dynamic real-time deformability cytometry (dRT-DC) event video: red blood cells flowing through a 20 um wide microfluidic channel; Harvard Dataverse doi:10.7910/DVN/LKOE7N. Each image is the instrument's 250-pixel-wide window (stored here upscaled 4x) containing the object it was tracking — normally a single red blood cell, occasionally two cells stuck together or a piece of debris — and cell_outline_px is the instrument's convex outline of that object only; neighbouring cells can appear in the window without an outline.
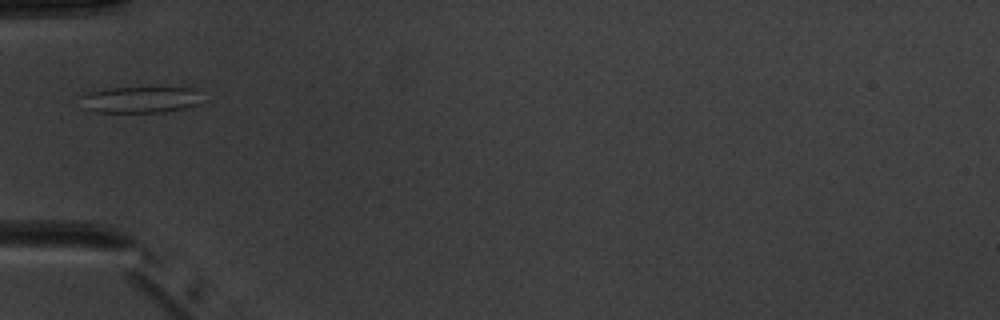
{"species": "common noctule bat (a hibernating species)", "species_latin": "Nyctalus noctula", "temperature_condition": "warm", "stored_images_in_passage": 1, "camera_frame_rate_fps": 3000, "um_per_image_px": 0.085, "animal": {"sex": "male", "body_mass_g": 20.1, "forearm_length_mm": 53.5}, "frame": {"image": 1, "passage_image": 1, "time_ms": 0.0, "image_size_px": [1000, 320], "cell_outline_px": [[200, 104], [184, 108], [164, 112], [96, 112], [84, 108], [80, 96], [88, 92], [108, 88], [196, 88]], "centroid_in_image_um": [11.89, 8.48], "position_along_channel_um": 73.1, "area_um2": 18.5}}